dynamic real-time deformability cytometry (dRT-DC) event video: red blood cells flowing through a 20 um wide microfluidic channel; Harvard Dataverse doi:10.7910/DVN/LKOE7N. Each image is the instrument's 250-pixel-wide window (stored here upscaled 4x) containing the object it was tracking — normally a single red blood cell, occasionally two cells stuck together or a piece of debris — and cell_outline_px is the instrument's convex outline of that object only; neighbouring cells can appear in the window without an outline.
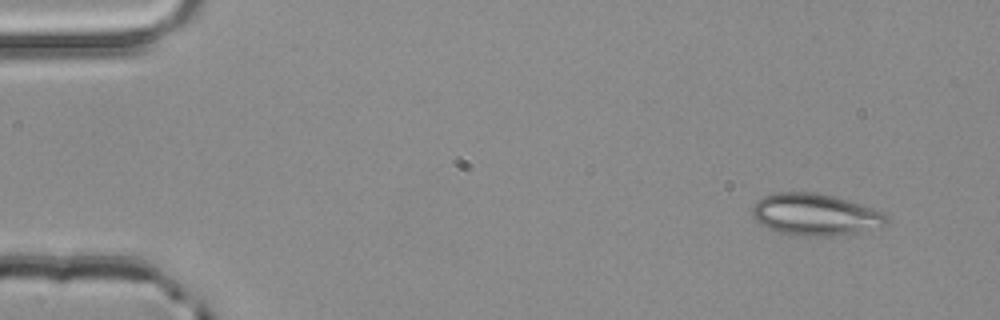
{"species": "common noctule bat (a hibernating species)", "species_latin": "Nyctalus noctula", "temperature_condition": "room temperature", "stored_images_in_passage": 4, "camera_frame_rate_fps": 3000, "um_per_image_px": 0.085, "animal": {"sex": "male", "body_mass_g": 20.4}, "frame": {"image": 1, "passage_image": 1, "time_ms": 0.0, "image_size_px": [1000, 320], "cell_outline_px": [[888, 224], [880, 228], [856, 232], [828, 236], [804, 236], [780, 232], [768, 228], [760, 224], [752, 216], [752, 208], [764, 196], [776, 192], [812, 192], [832, 196], [848, 200], [884, 212], [888, 216]], "centroid_in_image_um": [69.33, 18.24], "position_along_channel_um": 15.7, "area_um2": 32.54}}
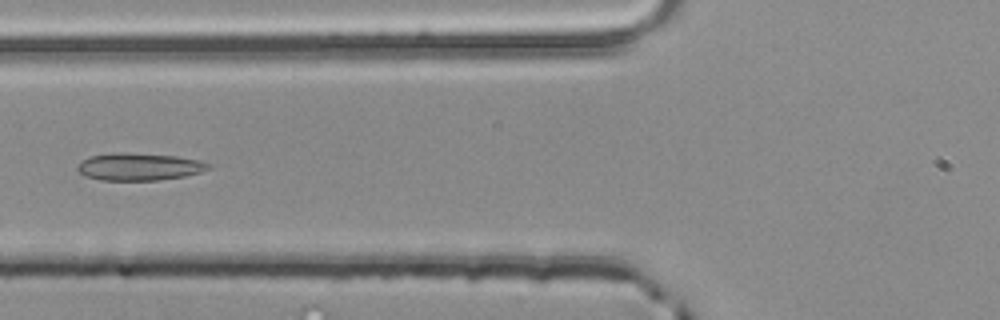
{"frame": {"image": 2, "passage_image": 4, "time_ms": 1.0, "image_size_px": [1000, 320], "cell_outline_px": [[212, 168], [200, 172], [184, 176], [160, 180], [100, 180], [84, 176], [76, 168], [76, 164], [88, 156], [116, 152], [120, 152], [176, 156], [200, 160], [208, 164]], "centroid_in_image_um": [11.78, 14.17], "position_along_channel_um": 114.0, "area_um2": 20.98}}